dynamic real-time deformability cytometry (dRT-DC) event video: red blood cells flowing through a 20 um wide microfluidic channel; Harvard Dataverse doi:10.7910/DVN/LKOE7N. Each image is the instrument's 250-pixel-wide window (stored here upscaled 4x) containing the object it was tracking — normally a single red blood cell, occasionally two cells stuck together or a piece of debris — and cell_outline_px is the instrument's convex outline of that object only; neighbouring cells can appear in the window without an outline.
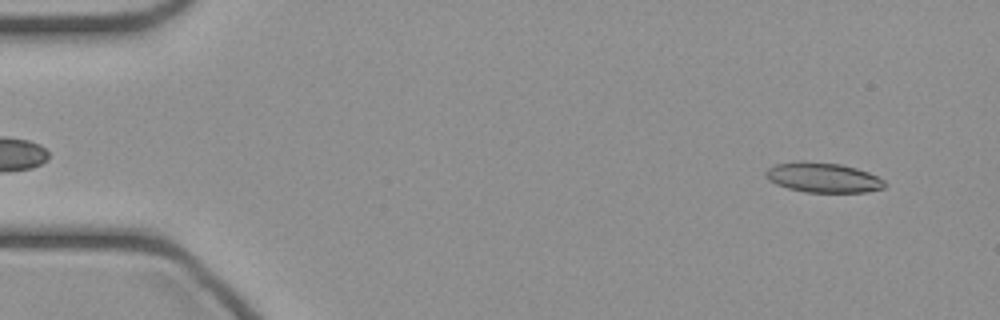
{"species": "common noctule bat (a hibernating species)", "species_latin": "Nyctalus noctula", "temperature_condition": "cold", "stored_images_in_passage": 46, "camera_frame_rate_fps": 3000, "um_per_image_px": 0.085, "animal": {"sex": "female", "body_mass_g": 21.9}, "frame": {"image": 1, "passage_image": 3, "time_ms": 0.667, "image_size_px": [1000, 320], "cell_outline_px": [[888, 184], [884, 188], [864, 192], [804, 192], [788, 188], [776, 184], [768, 180], [764, 176], [764, 172], [768, 168], [776, 164], [800, 160], [840, 164], [856, 168], [868, 172], [884, 180]], "centroid_in_image_um": [69.93, 15.09], "position_along_channel_um": 15.1, "area_um2": 20.87}}
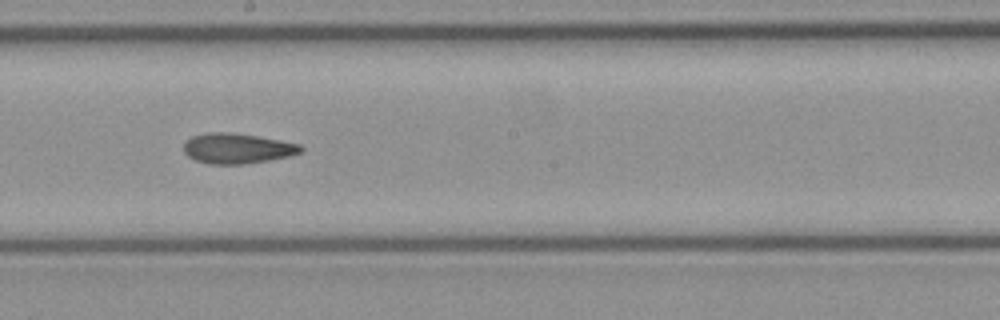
{"frame": {"image": 2, "passage_image": 25, "time_ms": 8.0, "image_size_px": [1000, 320], "cell_outline_px": [[304, 152], [292, 156], [244, 164], [208, 164], [196, 160], [188, 156], [184, 152], [184, 140], [192, 136], [208, 132], [228, 132], [256, 136], [280, 140], [300, 144], [304, 148]], "centroid_in_image_um": [20.18, 12.61], "position_along_channel_um": 228.0, "area_um2": 20.81}}
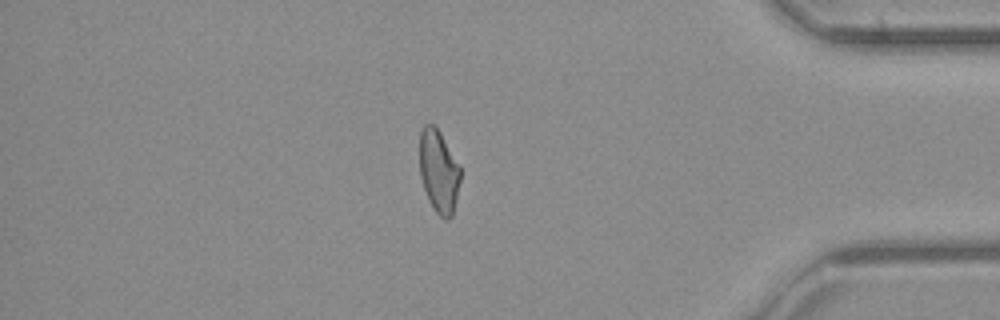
{"frame": {"image": 3, "passage_image": 39, "time_ms": 12.667, "image_size_px": [1000, 320], "cell_outline_px": [[460, 180], [456, 200], [452, 216], [448, 220], [444, 220], [436, 212], [428, 200], [420, 176], [420, 132], [424, 124], [436, 124], [460, 164]], "centroid_in_image_um": [37.3, 14.53], "position_along_channel_um": 397.9, "area_um2": 20.0}}